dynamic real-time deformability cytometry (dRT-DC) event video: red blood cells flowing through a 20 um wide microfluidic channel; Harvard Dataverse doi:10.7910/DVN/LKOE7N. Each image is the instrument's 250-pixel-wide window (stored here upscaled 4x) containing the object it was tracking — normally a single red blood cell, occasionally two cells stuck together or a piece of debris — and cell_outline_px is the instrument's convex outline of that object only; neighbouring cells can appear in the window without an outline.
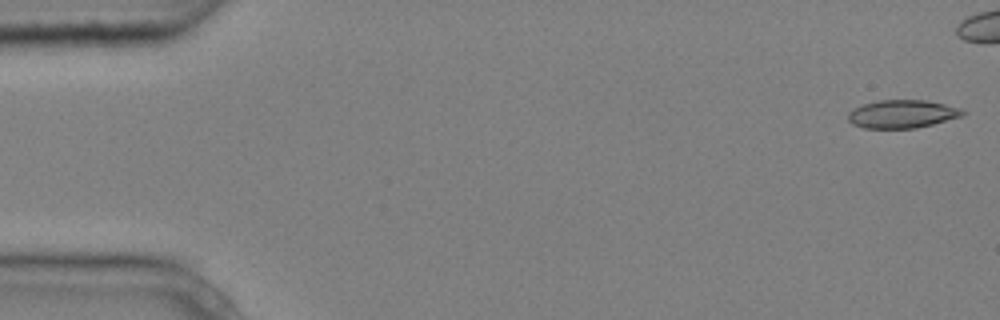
{"species": "common noctule bat (a hibernating species)", "species_latin": "Nyctalus noctula", "temperature_condition": "cold", "stored_images_in_passage": 6, "camera_frame_rate_fps": 3000, "um_per_image_px": 0.085, "animal": {"sex": "male", "body_mass_g": 20.4}, "frame": {"image": 1, "passage_image": 1, "time_ms": 0.0, "image_size_px": [1000, 320], "cell_outline_px": [[968, 112], [960, 116], [932, 124], [916, 128], [864, 128], [852, 124], [848, 120], [848, 112], [852, 108], [864, 104], [880, 100], [924, 100], [944, 104], [960, 108]], "centroid_in_image_um": [76.65, 9.69], "position_along_channel_um": 8.3, "area_um2": 18.67}}